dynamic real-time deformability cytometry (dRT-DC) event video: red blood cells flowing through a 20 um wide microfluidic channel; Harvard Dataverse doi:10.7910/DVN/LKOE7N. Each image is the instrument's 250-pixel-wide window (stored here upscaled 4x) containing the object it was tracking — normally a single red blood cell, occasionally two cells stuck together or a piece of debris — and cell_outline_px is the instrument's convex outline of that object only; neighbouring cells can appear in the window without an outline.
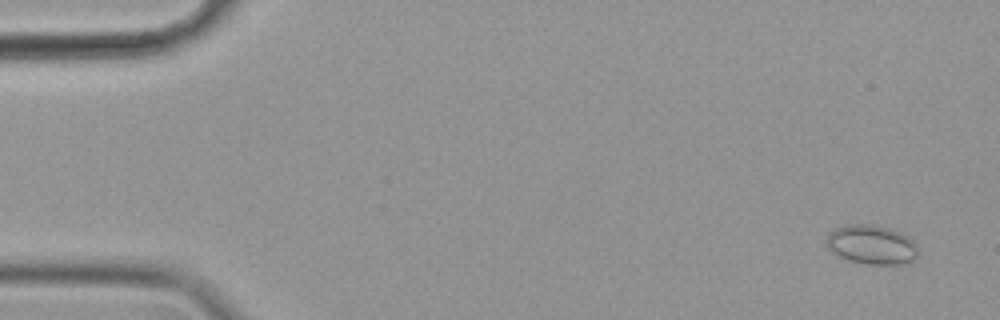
{"species": "common noctule bat (a hibernating species)", "species_latin": "Nyctalus noctula", "temperature_condition": "cold", "stored_images_in_passage": 58, "camera_frame_rate_fps": 3000, "um_per_image_px": 0.085, "animal": {"sex": "female", "body_mass_g": 19.9}, "frame": {"image": 1, "passage_image": 3, "time_ms": 0.667, "image_size_px": [1000, 320], "cell_outline_px": [[916, 256], [912, 260], [900, 264], [868, 264], [848, 260], [836, 256], [828, 248], [828, 232], [836, 228], [848, 224], [872, 224], [888, 228], [900, 232], [908, 236], [916, 244]], "centroid_in_image_um": [74.06, 20.79], "position_along_channel_um": 10.9, "area_um2": 20.81}}
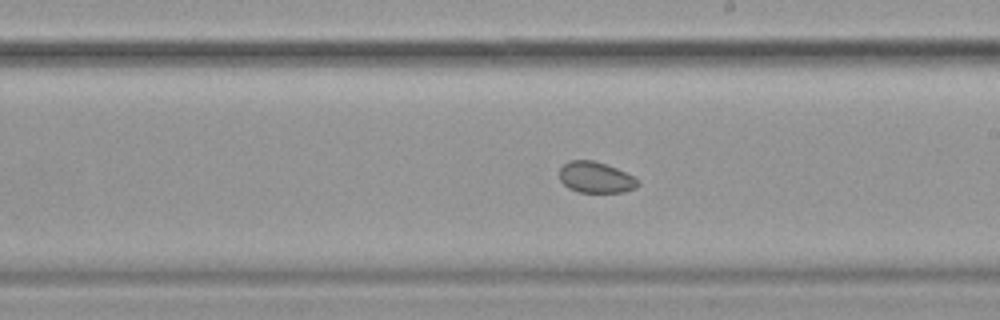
{"frame": {"image": 2, "passage_image": 33, "time_ms": 10.667, "image_size_px": [1000, 320], "cell_outline_px": [[640, 184], [636, 188], [624, 192], [580, 192], [568, 188], [560, 180], [560, 168], [568, 160], [592, 160], [616, 168], [640, 180]], "centroid_in_image_um": [50.64, 15.08], "position_along_channel_um": 238.4, "area_um2": 14.16}}
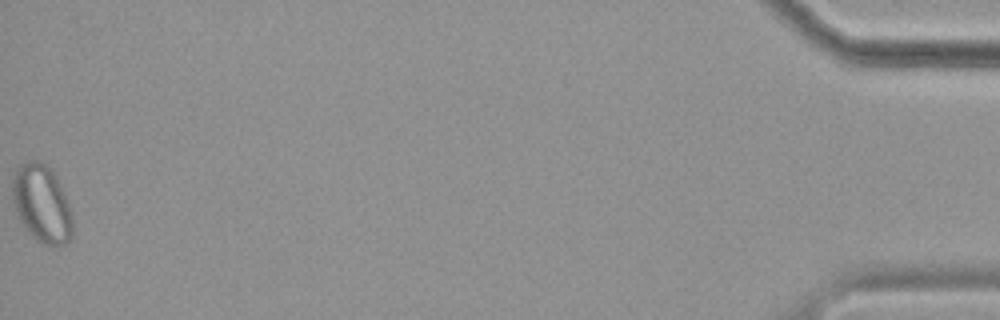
{"frame": {"image": 3, "passage_image": 58, "time_ms": 19.0, "image_size_px": [1000, 320], "cell_outline_px": [[72, 236], [64, 244], [44, 244], [36, 240], [20, 220], [16, 208], [12, 192], [12, 176], [16, 168], [20, 164], [32, 160], [40, 160], [56, 176], [68, 204], [72, 216]], "centroid_in_image_um": [3.54, 17.28], "position_along_channel_um": 431.7, "area_um2": 26.65}, "authors_computed_cell_mechanics": {"area_um2": 16.3863, "velocity_mm_per_s": 3.4901, "shape_relaxation_time_tau1_ms": null, "shape_relaxation_time_tau2_ms": 3.711, "deformation_change_tau1": null, "deformation_change_tau2": 0.0478}}